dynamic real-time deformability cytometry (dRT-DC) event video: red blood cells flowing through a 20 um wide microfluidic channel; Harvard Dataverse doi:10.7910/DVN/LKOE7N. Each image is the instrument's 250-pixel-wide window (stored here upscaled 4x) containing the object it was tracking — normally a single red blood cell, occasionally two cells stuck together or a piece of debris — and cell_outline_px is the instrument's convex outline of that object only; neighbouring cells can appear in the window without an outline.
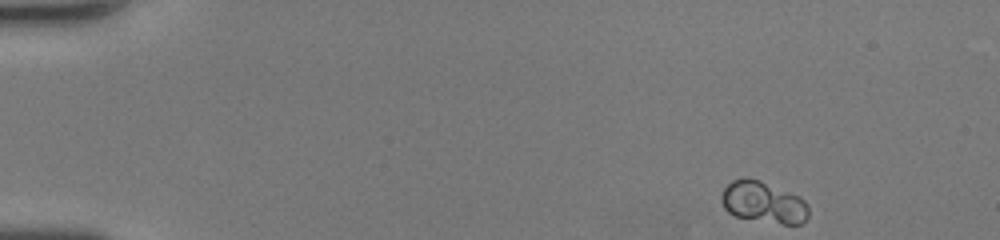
{"species": "human", "species_latin": "Homo sapiens", "temperature_condition": "room temperature", "stored_images_in_passage": 44, "camera_frame_rate_fps": 3000, "um_per_image_px": 0.085, "donor": {"sex": "female"}, "frame": {"image": 1, "passage_image": 1, "time_ms": 0.0, "image_size_px": [1000, 240], "cell_outline_px": [[808, 216], [800, 224], [784, 224], [736, 216], [728, 212], [724, 208], [720, 200], [720, 196], [724, 188], [732, 180], [748, 176], [760, 180], [800, 196], [804, 200], [808, 208]], "centroid_in_image_um": [64.86, 17.16], "position_along_channel_um": 20.1, "area_um2": 21.1}}
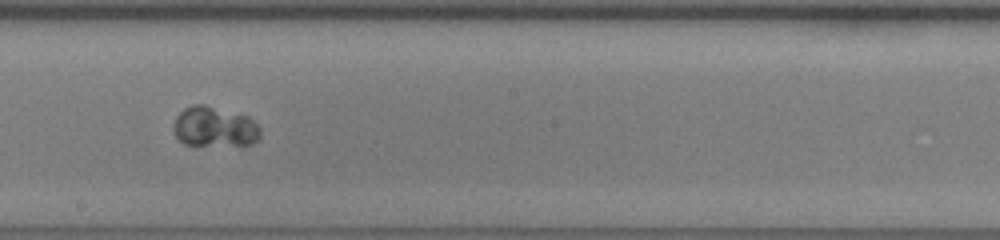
{"frame": {"image": 2, "passage_image": 24, "time_ms": 7.667, "image_size_px": [1000, 240], "cell_outline_px": [[260, 140], [252, 144], [184, 144], [176, 136], [176, 116], [184, 108], [192, 104], [204, 104], [248, 116], [260, 128]], "centroid_in_image_um": [18.27, 10.76], "position_along_channel_um": 229.9, "area_um2": 19.88}}
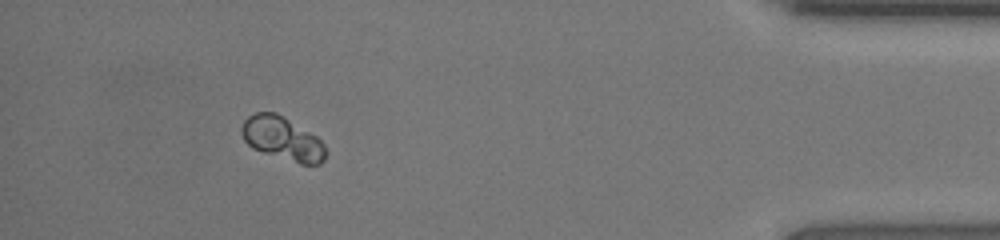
{"frame": {"image": 3, "passage_image": 40, "time_ms": 13.0, "image_size_px": [1000, 240], "cell_outline_px": [[328, 152], [324, 160], [320, 164], [300, 164], [252, 148], [244, 140], [240, 132], [240, 128], [244, 120], [248, 116], [256, 112], [276, 112], [316, 136], [324, 144]], "centroid_in_image_um": [24.01, 11.78], "position_along_channel_um": 411.2, "area_um2": 21.27}}